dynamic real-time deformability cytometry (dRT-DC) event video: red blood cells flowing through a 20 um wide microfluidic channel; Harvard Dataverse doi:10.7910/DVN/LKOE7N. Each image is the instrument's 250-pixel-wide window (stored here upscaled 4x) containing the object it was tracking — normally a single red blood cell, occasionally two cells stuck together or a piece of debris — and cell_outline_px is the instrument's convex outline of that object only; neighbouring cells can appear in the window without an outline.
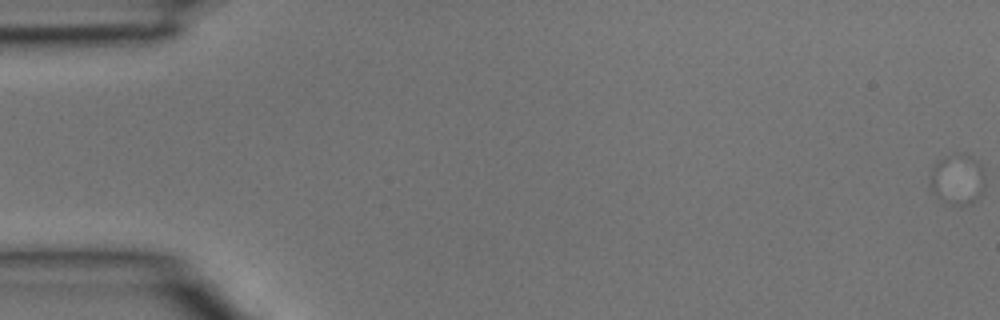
{"species": "common noctule bat (a hibernating species)", "species_latin": "Nyctalus noctula", "temperature_condition": "room temperature", "stored_images_in_passage": 4, "segment_of_instrument_passage": [1, 2], "camera_frame_rate_fps": 3000, "um_per_image_px": 0.085, "animal": {"sex": "male", "body_mass_g": 15.6}, "frame": {"image": 1, "passage_image": 1, "time_ms": 0.0, "image_size_px": [1000, 320], "cell_outline_px": [[984, 188], [980, 196], [972, 204], [948, 204], [936, 196], [932, 192], [928, 184], [932, 168], [936, 160], [960, 156], [968, 156], [976, 160], [980, 164], [984, 176]], "centroid_in_image_um": [81.36, 15.31], "position_along_channel_um": 3.6, "area_um2": 15.9}}